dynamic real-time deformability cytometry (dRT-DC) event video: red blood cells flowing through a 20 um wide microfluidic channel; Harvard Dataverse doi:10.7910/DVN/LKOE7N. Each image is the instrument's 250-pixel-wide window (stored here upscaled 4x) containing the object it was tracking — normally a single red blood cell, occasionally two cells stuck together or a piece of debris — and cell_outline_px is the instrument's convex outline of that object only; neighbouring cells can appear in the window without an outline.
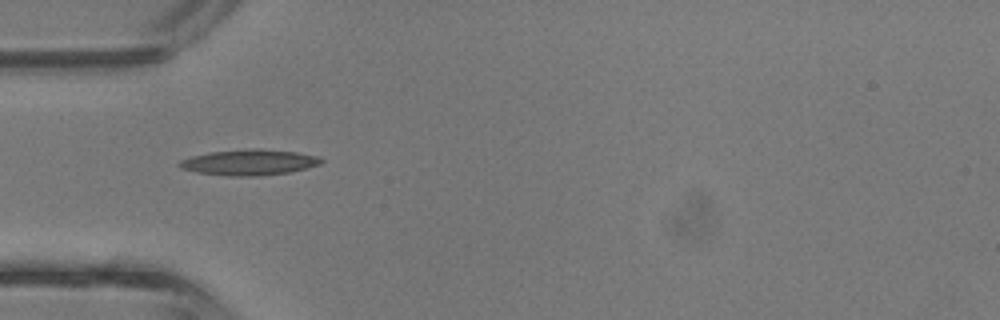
{"species": "common noctule bat (a hibernating species)", "species_latin": "Nyctalus noctula", "temperature_condition": "room temperature", "stored_images_in_passage": 6, "camera_frame_rate_fps": 3000, "um_per_image_px": 0.085, "animal": {"sex": "male", "body_mass_g": 13.3}, "frame": {"image": 1, "passage_image": 5, "time_ms": 1.333, "image_size_px": [1000, 320], "cell_outline_px": [[324, 160], [320, 164], [288, 172], [256, 176], [228, 176], [196, 172], [180, 168], [176, 164], [180, 160], [192, 156], [208, 152], [244, 148], [260, 148], [296, 152], [320, 156]], "centroid_in_image_um": [21.15, 13.78], "position_along_channel_um": 63.9, "area_um2": 21.44}}
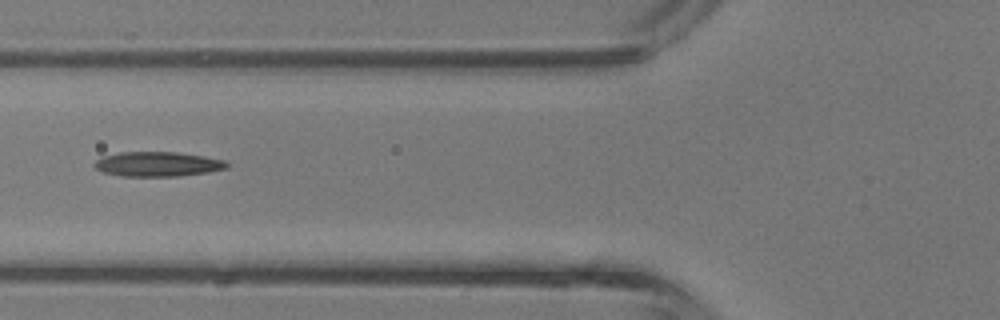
{"frame": {"image": 2, "passage_image": 6, "time_ms": 1.667, "image_size_px": [1000, 320], "cell_outline_px": [[228, 168], [208, 172], [180, 176], [120, 176], [104, 172], [96, 168], [92, 164], [96, 160], [104, 156], [120, 152], [176, 152], [204, 156], [228, 160]], "centroid_in_image_um": [13.44, 13.95], "position_along_channel_um": 112.4, "area_um2": 19.13}}